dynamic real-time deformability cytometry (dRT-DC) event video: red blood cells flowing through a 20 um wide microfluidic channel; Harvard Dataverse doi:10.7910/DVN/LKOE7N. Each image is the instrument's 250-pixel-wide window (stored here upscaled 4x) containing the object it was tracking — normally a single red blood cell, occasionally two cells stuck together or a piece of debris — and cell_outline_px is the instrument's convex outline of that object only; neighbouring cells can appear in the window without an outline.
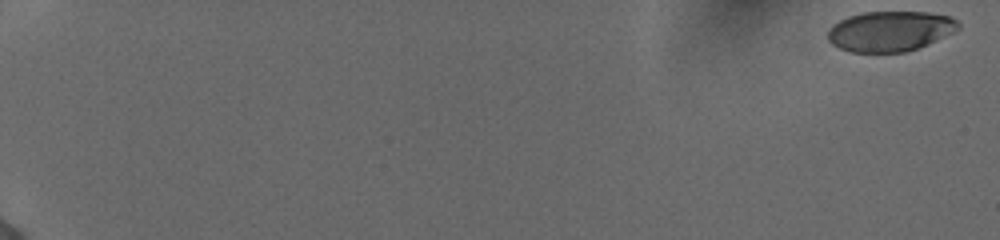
{"species": "human", "species_latin": "Homo sapiens", "temperature_condition": "cold", "stored_images_in_passage": 41, "camera_frame_rate_fps": 3000, "um_per_image_px": 0.085, "donor": {"sex": "female"}, "frame": {"image": 1, "passage_image": 1, "time_ms": 0.0, "image_size_px": [1000, 240], "cell_outline_px": [[960, 28], [944, 36], [916, 48], [904, 52], [852, 52], [840, 48], [832, 44], [828, 40], [828, 28], [832, 24], [848, 16], [864, 12], [928, 12], [948, 16], [956, 20], [960, 24]], "centroid_in_image_um": [75.61, 2.64], "position_along_channel_um": 9.4, "area_um2": 30.35}}
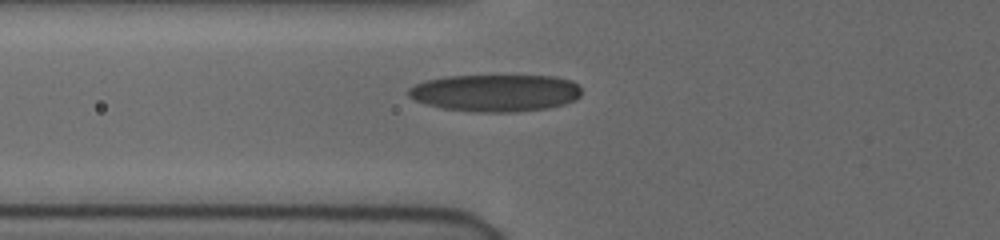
{"frame": {"image": 2, "passage_image": 24, "time_ms": 7.667, "image_size_px": [1000, 240], "cell_outline_px": [[580, 96], [576, 100], [564, 104], [548, 108], [516, 112], [476, 112], [444, 108], [424, 104], [408, 96], [408, 88], [424, 80], [444, 76], [556, 76], [572, 80], [580, 88]], "centroid_in_image_um": [42.11, 7.89], "position_along_channel_um": 83.7, "area_um2": 37.69}}
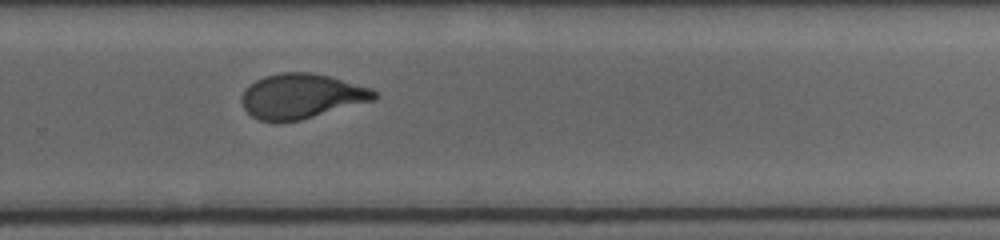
{"frame": {"image": 3, "passage_image": 41, "time_ms": 13.333, "image_size_px": [1000, 240], "cell_outline_px": [[376, 100], [300, 120], [276, 124], [256, 120], [240, 104], [240, 96], [244, 88], [256, 80], [264, 76], [280, 72], [312, 72], [332, 76], [372, 88], [376, 92]], "centroid_in_image_um": [25.58, 8.18], "position_along_channel_um": 304.2, "area_um2": 35.49}}